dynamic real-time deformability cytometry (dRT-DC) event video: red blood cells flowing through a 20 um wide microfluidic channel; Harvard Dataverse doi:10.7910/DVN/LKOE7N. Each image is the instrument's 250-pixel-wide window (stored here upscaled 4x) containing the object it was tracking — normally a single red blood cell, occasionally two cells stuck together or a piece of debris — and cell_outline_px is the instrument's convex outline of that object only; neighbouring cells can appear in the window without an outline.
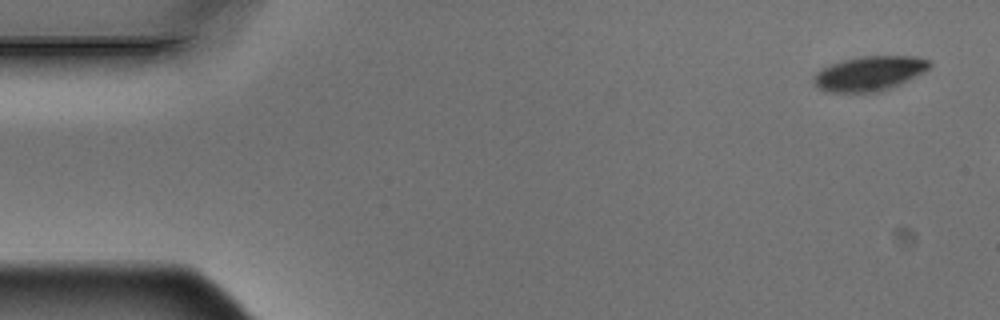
{"species": "Egyptian fruit bat (a non-hibernating species)", "species_latin": "Rousettus aegyptiacus", "temperature_condition": "warm", "stored_images_in_passage": 3, "camera_frame_rate_fps": 3000, "um_per_image_px": 0.085, "animal": {"sex": "male"}, "frame": {"image": 1, "passage_image": 1, "time_ms": 0.0, "image_size_px": [1000, 320], "cell_outline_px": [[932, 64], [924, 72], [892, 88], [880, 92], [824, 92], [816, 88], [812, 84], [812, 76], [816, 72], [828, 64], [844, 60], [864, 56], [916, 56], [932, 60]], "centroid_in_image_um": [73.86, 6.25], "position_along_channel_um": 11.1, "area_um2": 23.81}}